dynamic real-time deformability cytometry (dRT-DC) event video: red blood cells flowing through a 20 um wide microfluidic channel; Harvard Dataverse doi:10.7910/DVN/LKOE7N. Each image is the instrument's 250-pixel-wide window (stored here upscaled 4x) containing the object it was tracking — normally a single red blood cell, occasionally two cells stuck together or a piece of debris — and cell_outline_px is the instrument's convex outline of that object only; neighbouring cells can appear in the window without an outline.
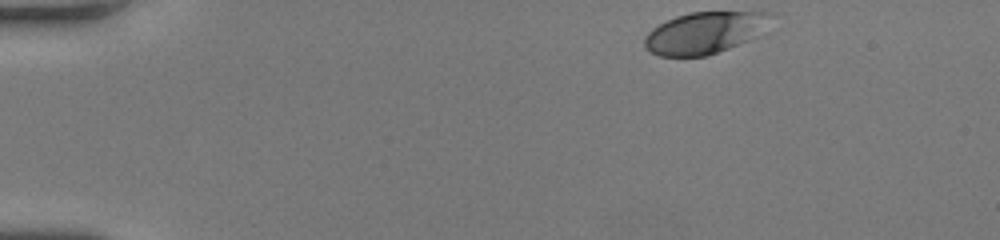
{"species": "human", "species_latin": "Homo sapiens", "temperature_condition": "room temperature", "stored_images_in_passage": 43, "camera_frame_rate_fps": 3000, "um_per_image_px": 0.085, "donor": {"sex": "female"}, "frame": {"image": 1, "passage_image": 1, "time_ms": 0.0, "image_size_px": [1000, 240], "cell_outline_px": [[780, 12], [756, 36], [748, 40], [728, 48], [704, 56], [660, 56], [644, 48], [644, 36], [652, 28], [676, 16], [692, 12]], "centroid_in_image_um": [59.92, 2.76], "position_along_channel_um": 25.1, "area_um2": 30.63}}
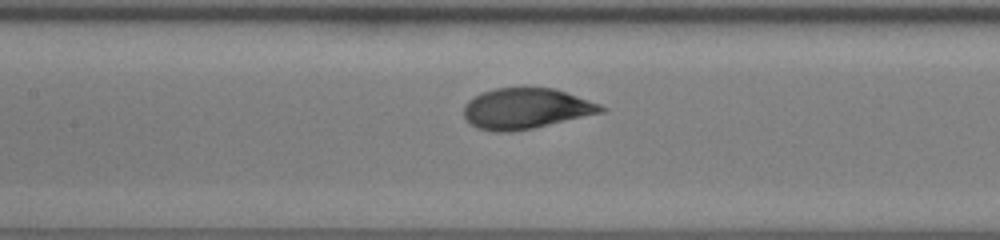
{"frame": {"image": 2, "passage_image": 18, "time_ms": 5.667, "image_size_px": [1000, 240], "cell_outline_px": [[608, 108], [604, 112], [532, 128], [512, 132], [496, 132], [480, 128], [472, 124], [464, 116], [464, 104], [468, 100], [480, 92], [496, 88], [552, 88], [600, 104]], "centroid_in_image_um": [44.69, 9.23], "position_along_channel_um": 162.7, "area_um2": 32.19}}
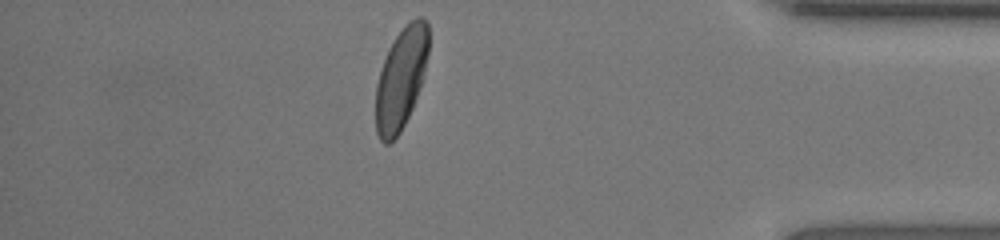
{"frame": {"image": 3, "passage_image": 37, "time_ms": 12.0, "image_size_px": [1000, 240], "cell_outline_px": [[428, 52], [420, 84], [412, 108], [400, 132], [388, 144], [384, 144], [380, 140], [376, 132], [376, 84], [388, 48], [404, 24], [416, 16], [424, 16], [428, 24]], "centroid_in_image_um": [34.07, 6.63], "position_along_channel_um": 401.1, "area_um2": 30.92}, "authors_computed_cell_mechanics": {"area_um2": 32.1946, "velocity_mm_per_s": 4.2619, "shape_relaxation_time_tau1_ms": 2.5067, "shape_relaxation_time_tau2_ms": null, "deformation_change_tau1": 0.1531, "deformation_change_tau2": null}}